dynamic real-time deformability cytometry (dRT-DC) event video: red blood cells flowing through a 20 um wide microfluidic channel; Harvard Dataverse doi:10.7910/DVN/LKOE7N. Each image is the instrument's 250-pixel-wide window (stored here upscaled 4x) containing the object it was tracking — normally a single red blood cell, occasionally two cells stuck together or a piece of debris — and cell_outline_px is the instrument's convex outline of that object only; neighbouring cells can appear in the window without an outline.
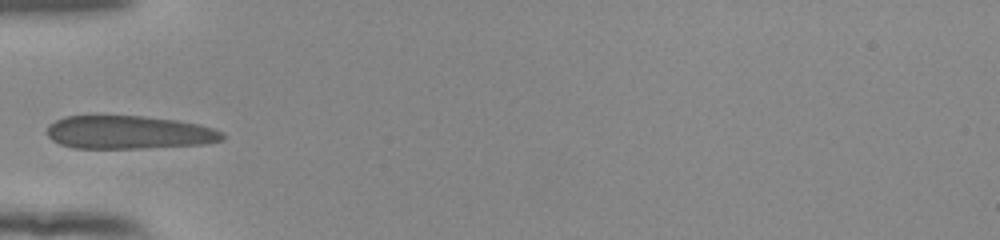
{"species": "human", "species_latin": "Homo sapiens", "temperature_condition": "room temperature", "stored_images_in_passage": 35, "camera_frame_rate_fps": 3000, "um_per_image_px": 0.085, "donor": {"sex": "female"}, "frame": {"image": 1, "passage_image": 1, "time_ms": 0.0, "image_size_px": [1000, 240], "cell_outline_px": [[224, 140], [204, 144], [140, 148], [72, 148], [60, 144], [52, 140], [48, 136], [48, 124], [64, 116], [144, 116], [176, 120], [200, 124], [224, 132]], "centroid_in_image_um": [10.97, 11.25], "position_along_channel_um": 74.0, "area_um2": 34.04}}
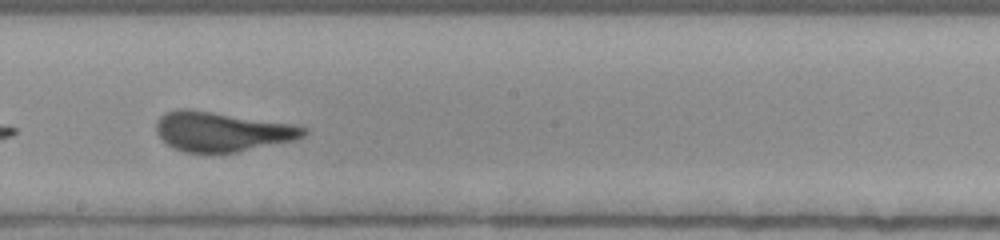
{"frame": {"image": 2, "passage_image": 13, "time_ms": 4.0, "image_size_px": [1000, 240], "cell_outline_px": [[308, 132], [304, 136], [292, 140], [236, 152], [184, 152], [172, 148], [156, 132], [156, 120], [164, 112], [176, 108], [188, 108], [292, 124], [308, 128]], "centroid_in_image_um": [18.81, 11.16], "position_along_channel_um": 229.4, "area_um2": 33.87}}
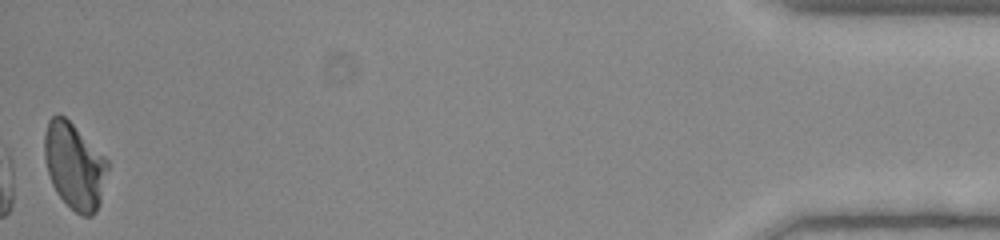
{"frame": {"image": 3, "passage_image": 35, "time_ms": 11.333, "image_size_px": [1000, 240], "cell_outline_px": [[108, 168], [100, 204], [96, 212], [92, 216], [80, 216], [56, 192], [52, 184], [48, 172], [44, 156], [44, 132], [48, 120], [52, 116], [64, 116], [108, 160]], "centroid_in_image_um": [6.32, 14.13], "position_along_channel_um": 428.9, "area_um2": 31.39}, "authors_computed_cell_mechanics": {"area_um2": 33.7552, "velocity_mm_per_s": 3.887, "shape_relaxation_time_tau1_ms": 5.3398, "shape_relaxation_time_tau2_ms": null, "deformation_change_tau1": 0.1656, "deformation_change_tau2": null}}